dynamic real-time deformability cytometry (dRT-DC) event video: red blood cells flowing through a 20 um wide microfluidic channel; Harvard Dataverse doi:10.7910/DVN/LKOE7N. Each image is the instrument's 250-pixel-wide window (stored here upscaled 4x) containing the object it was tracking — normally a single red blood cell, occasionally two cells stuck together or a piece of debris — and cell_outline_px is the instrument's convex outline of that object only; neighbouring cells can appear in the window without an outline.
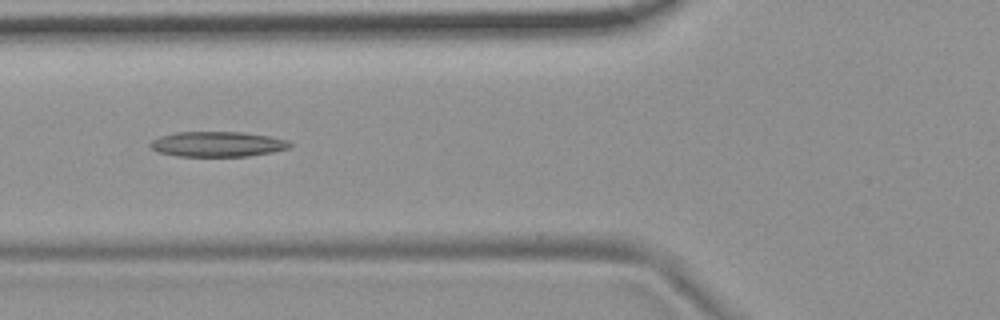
{"species": "common noctule bat (a hibernating species)", "species_latin": "Nyctalus noctula", "temperature_condition": "room temperature", "stored_images_in_passage": 7, "camera_frame_rate_fps": 3000, "um_per_image_px": 0.085, "animal": {"sex": "female", "body_mass_g": 19.9}, "frame": {"image": 1, "passage_image": 2, "time_ms": 0.333, "image_size_px": [1000, 320], "cell_outline_px": [[292, 144], [288, 148], [272, 152], [248, 156], [176, 156], [156, 152], [148, 144], [152, 140], [160, 136], [176, 132], [244, 132], [268, 136], [288, 140]], "centroid_in_image_um": [18.45, 12.25], "position_along_channel_um": 107.3, "area_um2": 20.52}}
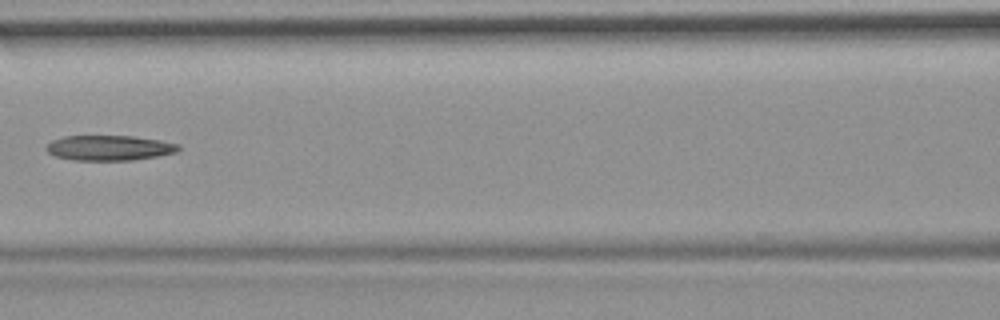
{"frame": {"image": 2, "passage_image": 3, "time_ms": 0.667, "image_size_px": [1000, 320], "cell_outline_px": [[180, 148], [176, 152], [156, 156], [132, 160], [72, 160], [56, 156], [48, 152], [44, 148], [52, 140], [64, 136], [132, 136], [160, 140], [180, 144]], "centroid_in_image_um": [9.28, 12.56], "position_along_channel_um": 157.3, "area_um2": 19.31}}
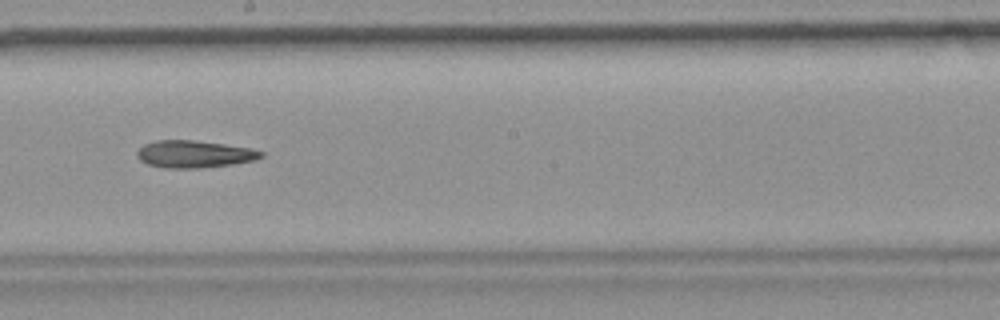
{"frame": {"image": 3, "passage_image": 5, "time_ms": 1.333, "image_size_px": [1000, 320], "cell_outline_px": [[264, 156], [256, 160], [232, 164], [200, 168], [164, 168], [148, 164], [140, 160], [136, 156], [136, 152], [144, 144], [156, 140], [192, 140], [224, 144], [252, 148], [264, 152]], "centroid_in_image_um": [16.52, 13.1], "position_along_channel_um": 231.7, "area_um2": 19.77}}